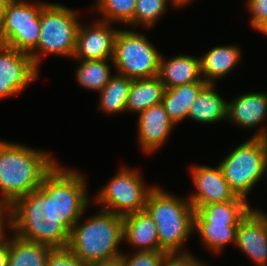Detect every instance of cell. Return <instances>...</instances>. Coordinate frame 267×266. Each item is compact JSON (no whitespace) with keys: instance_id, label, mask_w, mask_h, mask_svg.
Masks as SVG:
<instances>
[{"instance_id":"11","label":"cell","mask_w":267,"mask_h":266,"mask_svg":"<svg viewBox=\"0 0 267 266\" xmlns=\"http://www.w3.org/2000/svg\"><path fill=\"white\" fill-rule=\"evenodd\" d=\"M93 22V23H92ZM89 25L80 23L73 59L112 60L115 36L119 29L113 23L94 19Z\"/></svg>"},{"instance_id":"25","label":"cell","mask_w":267,"mask_h":266,"mask_svg":"<svg viewBox=\"0 0 267 266\" xmlns=\"http://www.w3.org/2000/svg\"><path fill=\"white\" fill-rule=\"evenodd\" d=\"M108 61L112 62V60H78L80 64L75 69V77L79 86L86 90L97 91L96 93L100 92L114 75L112 74L114 65Z\"/></svg>"},{"instance_id":"29","label":"cell","mask_w":267,"mask_h":266,"mask_svg":"<svg viewBox=\"0 0 267 266\" xmlns=\"http://www.w3.org/2000/svg\"><path fill=\"white\" fill-rule=\"evenodd\" d=\"M126 253L123 252V266H160L166 252L133 251L131 256Z\"/></svg>"},{"instance_id":"8","label":"cell","mask_w":267,"mask_h":266,"mask_svg":"<svg viewBox=\"0 0 267 266\" xmlns=\"http://www.w3.org/2000/svg\"><path fill=\"white\" fill-rule=\"evenodd\" d=\"M123 166L92 197L102 210L122 217L145 210L147 197L155 187L146 185L137 168Z\"/></svg>"},{"instance_id":"35","label":"cell","mask_w":267,"mask_h":266,"mask_svg":"<svg viewBox=\"0 0 267 266\" xmlns=\"http://www.w3.org/2000/svg\"><path fill=\"white\" fill-rule=\"evenodd\" d=\"M8 265V236L0 242V266Z\"/></svg>"},{"instance_id":"36","label":"cell","mask_w":267,"mask_h":266,"mask_svg":"<svg viewBox=\"0 0 267 266\" xmlns=\"http://www.w3.org/2000/svg\"><path fill=\"white\" fill-rule=\"evenodd\" d=\"M168 2L172 5L174 10H180V8L182 9L184 6L189 5L191 2H193V0H168Z\"/></svg>"},{"instance_id":"6","label":"cell","mask_w":267,"mask_h":266,"mask_svg":"<svg viewBox=\"0 0 267 266\" xmlns=\"http://www.w3.org/2000/svg\"><path fill=\"white\" fill-rule=\"evenodd\" d=\"M267 138L252 137L233 148L218 166L235 194L249 201L248 194L265 177Z\"/></svg>"},{"instance_id":"20","label":"cell","mask_w":267,"mask_h":266,"mask_svg":"<svg viewBox=\"0 0 267 266\" xmlns=\"http://www.w3.org/2000/svg\"><path fill=\"white\" fill-rule=\"evenodd\" d=\"M215 84H207L189 110L188 119L204 124L227 120L228 100L216 91Z\"/></svg>"},{"instance_id":"12","label":"cell","mask_w":267,"mask_h":266,"mask_svg":"<svg viewBox=\"0 0 267 266\" xmlns=\"http://www.w3.org/2000/svg\"><path fill=\"white\" fill-rule=\"evenodd\" d=\"M190 175L195 191L187 198L195 210L201 205L230 201L238 197L218 165H193Z\"/></svg>"},{"instance_id":"15","label":"cell","mask_w":267,"mask_h":266,"mask_svg":"<svg viewBox=\"0 0 267 266\" xmlns=\"http://www.w3.org/2000/svg\"><path fill=\"white\" fill-rule=\"evenodd\" d=\"M137 115V141L140 150L146 155H152L168 142L176 126L162 103L153 105Z\"/></svg>"},{"instance_id":"9","label":"cell","mask_w":267,"mask_h":266,"mask_svg":"<svg viewBox=\"0 0 267 266\" xmlns=\"http://www.w3.org/2000/svg\"><path fill=\"white\" fill-rule=\"evenodd\" d=\"M48 2L14 0L4 4L0 44L29 54L40 38V12Z\"/></svg>"},{"instance_id":"33","label":"cell","mask_w":267,"mask_h":266,"mask_svg":"<svg viewBox=\"0 0 267 266\" xmlns=\"http://www.w3.org/2000/svg\"><path fill=\"white\" fill-rule=\"evenodd\" d=\"M11 229L10 224V206L0 202V242L6 239L7 234L5 230Z\"/></svg>"},{"instance_id":"7","label":"cell","mask_w":267,"mask_h":266,"mask_svg":"<svg viewBox=\"0 0 267 266\" xmlns=\"http://www.w3.org/2000/svg\"><path fill=\"white\" fill-rule=\"evenodd\" d=\"M120 28L115 36L112 62L115 72L129 78L158 76L162 52L150 42L146 34Z\"/></svg>"},{"instance_id":"22","label":"cell","mask_w":267,"mask_h":266,"mask_svg":"<svg viewBox=\"0 0 267 266\" xmlns=\"http://www.w3.org/2000/svg\"><path fill=\"white\" fill-rule=\"evenodd\" d=\"M165 90L158 76L133 79L127 97L126 112L135 115L162 103Z\"/></svg>"},{"instance_id":"34","label":"cell","mask_w":267,"mask_h":266,"mask_svg":"<svg viewBox=\"0 0 267 266\" xmlns=\"http://www.w3.org/2000/svg\"><path fill=\"white\" fill-rule=\"evenodd\" d=\"M89 266H123V253L112 259L92 262Z\"/></svg>"},{"instance_id":"5","label":"cell","mask_w":267,"mask_h":266,"mask_svg":"<svg viewBox=\"0 0 267 266\" xmlns=\"http://www.w3.org/2000/svg\"><path fill=\"white\" fill-rule=\"evenodd\" d=\"M78 11L61 3L49 1L42 8L40 38L37 46L29 53L38 68L42 62V56L73 57L77 31L81 23Z\"/></svg>"},{"instance_id":"26","label":"cell","mask_w":267,"mask_h":266,"mask_svg":"<svg viewBox=\"0 0 267 266\" xmlns=\"http://www.w3.org/2000/svg\"><path fill=\"white\" fill-rule=\"evenodd\" d=\"M237 227L238 225L194 223L193 232H197L205 249L218 255L230 243L235 245Z\"/></svg>"},{"instance_id":"16","label":"cell","mask_w":267,"mask_h":266,"mask_svg":"<svg viewBox=\"0 0 267 266\" xmlns=\"http://www.w3.org/2000/svg\"><path fill=\"white\" fill-rule=\"evenodd\" d=\"M161 54L158 77L166 89L193 82H205L201 75L200 58L197 56L177 54L166 59Z\"/></svg>"},{"instance_id":"18","label":"cell","mask_w":267,"mask_h":266,"mask_svg":"<svg viewBox=\"0 0 267 266\" xmlns=\"http://www.w3.org/2000/svg\"><path fill=\"white\" fill-rule=\"evenodd\" d=\"M242 49L236 45H216L200 56L202 79L207 84H217L220 78L228 76L242 58Z\"/></svg>"},{"instance_id":"31","label":"cell","mask_w":267,"mask_h":266,"mask_svg":"<svg viewBox=\"0 0 267 266\" xmlns=\"http://www.w3.org/2000/svg\"><path fill=\"white\" fill-rule=\"evenodd\" d=\"M46 266H89V264L77 258L68 248H54Z\"/></svg>"},{"instance_id":"39","label":"cell","mask_w":267,"mask_h":266,"mask_svg":"<svg viewBox=\"0 0 267 266\" xmlns=\"http://www.w3.org/2000/svg\"><path fill=\"white\" fill-rule=\"evenodd\" d=\"M264 175H265V176H266V178H267V162H266V166H265ZM266 184H267V183H266Z\"/></svg>"},{"instance_id":"14","label":"cell","mask_w":267,"mask_h":266,"mask_svg":"<svg viewBox=\"0 0 267 266\" xmlns=\"http://www.w3.org/2000/svg\"><path fill=\"white\" fill-rule=\"evenodd\" d=\"M235 246L257 266H267V213L254 206L239 222Z\"/></svg>"},{"instance_id":"10","label":"cell","mask_w":267,"mask_h":266,"mask_svg":"<svg viewBox=\"0 0 267 266\" xmlns=\"http://www.w3.org/2000/svg\"><path fill=\"white\" fill-rule=\"evenodd\" d=\"M39 69L29 54L0 44V100L25 92L40 78Z\"/></svg>"},{"instance_id":"2","label":"cell","mask_w":267,"mask_h":266,"mask_svg":"<svg viewBox=\"0 0 267 266\" xmlns=\"http://www.w3.org/2000/svg\"><path fill=\"white\" fill-rule=\"evenodd\" d=\"M55 160L47 150L0 139V202L11 206L37 190Z\"/></svg>"},{"instance_id":"21","label":"cell","mask_w":267,"mask_h":266,"mask_svg":"<svg viewBox=\"0 0 267 266\" xmlns=\"http://www.w3.org/2000/svg\"><path fill=\"white\" fill-rule=\"evenodd\" d=\"M206 85V82H193L165 90L162 105L175 126L188 120L190 107Z\"/></svg>"},{"instance_id":"37","label":"cell","mask_w":267,"mask_h":266,"mask_svg":"<svg viewBox=\"0 0 267 266\" xmlns=\"http://www.w3.org/2000/svg\"><path fill=\"white\" fill-rule=\"evenodd\" d=\"M254 30L267 36V18L262 21Z\"/></svg>"},{"instance_id":"32","label":"cell","mask_w":267,"mask_h":266,"mask_svg":"<svg viewBox=\"0 0 267 266\" xmlns=\"http://www.w3.org/2000/svg\"><path fill=\"white\" fill-rule=\"evenodd\" d=\"M248 13L250 14L249 24L255 29L267 18V0H246Z\"/></svg>"},{"instance_id":"24","label":"cell","mask_w":267,"mask_h":266,"mask_svg":"<svg viewBox=\"0 0 267 266\" xmlns=\"http://www.w3.org/2000/svg\"><path fill=\"white\" fill-rule=\"evenodd\" d=\"M132 82L133 78L114 72L105 87L98 92L100 96L97 109L108 115L125 113L127 97Z\"/></svg>"},{"instance_id":"17","label":"cell","mask_w":267,"mask_h":266,"mask_svg":"<svg viewBox=\"0 0 267 266\" xmlns=\"http://www.w3.org/2000/svg\"><path fill=\"white\" fill-rule=\"evenodd\" d=\"M123 242L135 251H163L156 223L146 210L123 217Z\"/></svg>"},{"instance_id":"30","label":"cell","mask_w":267,"mask_h":266,"mask_svg":"<svg viewBox=\"0 0 267 266\" xmlns=\"http://www.w3.org/2000/svg\"><path fill=\"white\" fill-rule=\"evenodd\" d=\"M160 266H209L190 251L166 252Z\"/></svg>"},{"instance_id":"27","label":"cell","mask_w":267,"mask_h":266,"mask_svg":"<svg viewBox=\"0 0 267 266\" xmlns=\"http://www.w3.org/2000/svg\"><path fill=\"white\" fill-rule=\"evenodd\" d=\"M137 0H95L93 11L99 15V20L124 24L133 27V17Z\"/></svg>"},{"instance_id":"28","label":"cell","mask_w":267,"mask_h":266,"mask_svg":"<svg viewBox=\"0 0 267 266\" xmlns=\"http://www.w3.org/2000/svg\"><path fill=\"white\" fill-rule=\"evenodd\" d=\"M172 7L168 0H137L133 17V27L153 29L159 19Z\"/></svg>"},{"instance_id":"4","label":"cell","mask_w":267,"mask_h":266,"mask_svg":"<svg viewBox=\"0 0 267 266\" xmlns=\"http://www.w3.org/2000/svg\"><path fill=\"white\" fill-rule=\"evenodd\" d=\"M145 210L156 223L159 245L163 251H188L185 244L194 234L195 209L187 197H178L155 185L147 197Z\"/></svg>"},{"instance_id":"38","label":"cell","mask_w":267,"mask_h":266,"mask_svg":"<svg viewBox=\"0 0 267 266\" xmlns=\"http://www.w3.org/2000/svg\"><path fill=\"white\" fill-rule=\"evenodd\" d=\"M5 2L0 0V29L2 25V14H3V7H4Z\"/></svg>"},{"instance_id":"1","label":"cell","mask_w":267,"mask_h":266,"mask_svg":"<svg viewBox=\"0 0 267 266\" xmlns=\"http://www.w3.org/2000/svg\"><path fill=\"white\" fill-rule=\"evenodd\" d=\"M87 191L83 173L57 163L37 190L10 206L8 232L52 248H67L72 227L91 206Z\"/></svg>"},{"instance_id":"19","label":"cell","mask_w":267,"mask_h":266,"mask_svg":"<svg viewBox=\"0 0 267 266\" xmlns=\"http://www.w3.org/2000/svg\"><path fill=\"white\" fill-rule=\"evenodd\" d=\"M250 202L242 197L234 200L199 206L194 213V223L238 225L252 209Z\"/></svg>"},{"instance_id":"40","label":"cell","mask_w":267,"mask_h":266,"mask_svg":"<svg viewBox=\"0 0 267 266\" xmlns=\"http://www.w3.org/2000/svg\"><path fill=\"white\" fill-rule=\"evenodd\" d=\"M2 1H4L6 3V2H9V1H14V0H2Z\"/></svg>"},{"instance_id":"3","label":"cell","mask_w":267,"mask_h":266,"mask_svg":"<svg viewBox=\"0 0 267 266\" xmlns=\"http://www.w3.org/2000/svg\"><path fill=\"white\" fill-rule=\"evenodd\" d=\"M82 218L72 227L67 247L77 258L90 264L122 255V216L100 209L86 220Z\"/></svg>"},{"instance_id":"13","label":"cell","mask_w":267,"mask_h":266,"mask_svg":"<svg viewBox=\"0 0 267 266\" xmlns=\"http://www.w3.org/2000/svg\"><path fill=\"white\" fill-rule=\"evenodd\" d=\"M227 121L243 130L258 127L252 137L267 138V92L253 91L233 97L228 102Z\"/></svg>"},{"instance_id":"23","label":"cell","mask_w":267,"mask_h":266,"mask_svg":"<svg viewBox=\"0 0 267 266\" xmlns=\"http://www.w3.org/2000/svg\"><path fill=\"white\" fill-rule=\"evenodd\" d=\"M54 248L23 239L14 233L8 237L7 266H46Z\"/></svg>"}]
</instances>
